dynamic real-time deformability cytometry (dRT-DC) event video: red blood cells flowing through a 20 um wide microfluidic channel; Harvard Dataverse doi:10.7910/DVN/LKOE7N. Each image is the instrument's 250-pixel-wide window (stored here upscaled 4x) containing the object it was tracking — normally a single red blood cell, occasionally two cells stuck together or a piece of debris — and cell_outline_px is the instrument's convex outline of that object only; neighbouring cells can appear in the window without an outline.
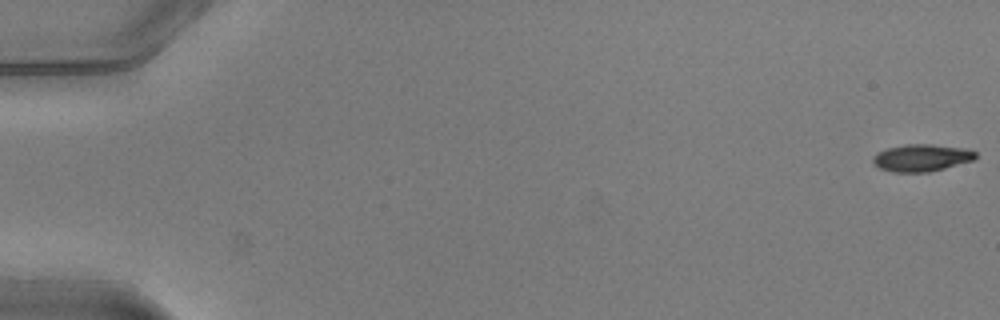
{"species": "common noctule bat (a hibernating species)", "species_latin": "Nyctalus noctula", "temperature_condition": "warm", "stored_images_in_passage": 51, "camera_frame_rate_fps": 3000, "um_per_image_px": 0.085, "animal": {"sex": "male", "body_mass_g": 20.5, "forearm_length_mm": 52.5}, "frame": {"image": 1, "passage_image": 1, "time_ms": 0.0, "image_size_px": [1000, 320], "cell_outline_px": [[976, 156], [972, 160], [944, 168], [928, 172], [892, 172], [880, 168], [872, 160], [872, 156], [888, 148], [908, 144], [932, 144], [964, 148], [976, 152]], "centroid_in_image_um": [78.32, 13.41], "position_along_channel_um": 6.7, "area_um2": 15.95}}
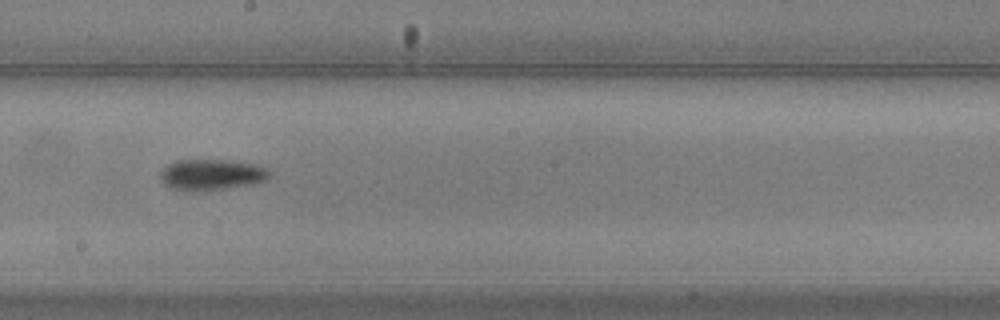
{"frame": {"image": 2, "passage_image": 30, "time_ms": 9.667, "image_size_px": [1000, 320], "cell_outline_px": [[272, 172], [264, 180], [252, 184], [188, 192], [168, 188], [164, 184], [160, 176], [160, 172], [168, 164], [176, 160], [232, 160], [252, 164], [268, 168]], "centroid_in_image_um": [17.93, 14.84], "position_along_channel_um": 230.3, "area_um2": 19.59}}
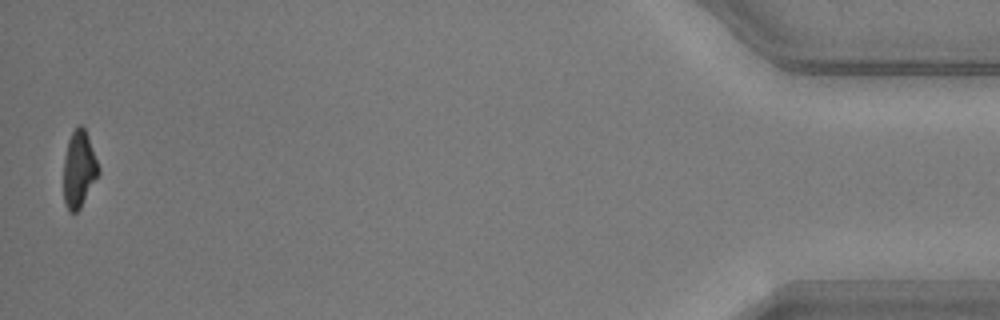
{"frame": {"image": 3, "passage_image": 51, "time_ms": 16.667, "image_size_px": [1000, 320], "cell_outline_px": [[100, 172], [80, 208], [76, 212], [68, 212], [64, 204], [64, 156], [68, 140], [72, 132], [80, 124], [84, 128], [100, 168]], "centroid_in_image_um": [6.7, 14.41], "position_along_channel_um": 428.5, "area_um2": 15.43}, "authors_computed_cell_mechanics": {"area_um2": 17.5134, "velocity_mm_per_s": 4.059, "shape_relaxation_time_tau1_ms": 2.1294, "shape_relaxation_time_tau2_ms": null, "deformation_change_tau1": 0.148, "deformation_change_tau2": null}}